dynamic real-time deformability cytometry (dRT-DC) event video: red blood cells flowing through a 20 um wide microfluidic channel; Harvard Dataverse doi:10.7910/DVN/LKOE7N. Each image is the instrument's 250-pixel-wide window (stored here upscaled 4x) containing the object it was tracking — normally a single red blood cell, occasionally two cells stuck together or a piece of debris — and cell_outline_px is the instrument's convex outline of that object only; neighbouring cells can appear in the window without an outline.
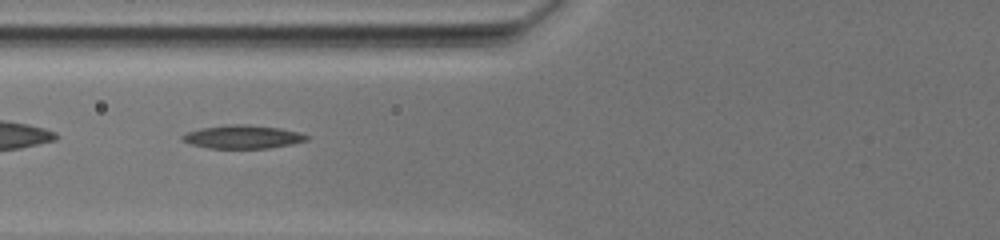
{"species": "common noctule bat (a hibernating species)", "species_latin": "Nyctalus noctula", "temperature_condition": "warm", "stored_images_in_passage": 34, "segment_of_instrument_passage": [2, 2], "camera_frame_rate_fps": 3000, "um_per_image_px": 0.085, "animal": {"sex": "female", "body_mass_g": 19.5, "forearm_length_mm": 54.1}, "frame": {"image": 1, "passage_image": 18, "time_ms": 11.0, "image_size_px": [1000, 240], "cell_outline_px": [[308, 140], [292, 144], [268, 148], [208, 148], [192, 144], [180, 140], [180, 136], [188, 132], [200, 128], [228, 124], [248, 124], [280, 128], [300, 132], [308, 136]], "centroid_in_image_um": [20.62, 11.62], "position_along_channel_um": 105.2, "area_um2": 16.99}}
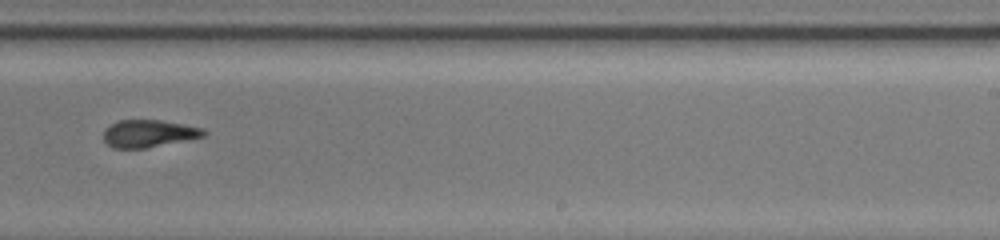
{"frame": {"image": 2, "passage_image": 25, "time_ms": 16.667, "image_size_px": [1000, 240], "cell_outline_px": [[208, 132], [204, 136], [144, 148], [112, 148], [104, 140], [104, 128], [120, 120], [160, 120], [204, 128]], "centroid_in_image_um": [12.63, 11.34], "position_along_channel_um": 276.4, "area_um2": 15.78}}
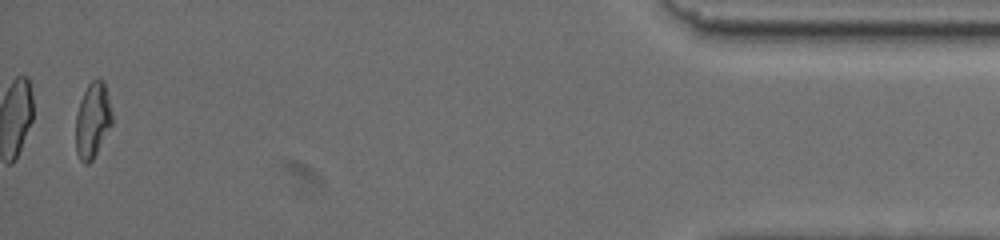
{"frame": {"image": 3, "passage_image": 34, "time_ms": 24.0, "image_size_px": [1000, 240], "cell_outline_px": [[112, 124], [92, 160], [88, 164], [84, 164], [80, 160], [76, 152], [76, 116], [80, 100], [88, 84], [92, 80], [100, 76], [104, 80], [112, 116]], "centroid_in_image_um": [7.86, 10.2], "position_along_channel_um": 427.3, "area_um2": 15.9}}